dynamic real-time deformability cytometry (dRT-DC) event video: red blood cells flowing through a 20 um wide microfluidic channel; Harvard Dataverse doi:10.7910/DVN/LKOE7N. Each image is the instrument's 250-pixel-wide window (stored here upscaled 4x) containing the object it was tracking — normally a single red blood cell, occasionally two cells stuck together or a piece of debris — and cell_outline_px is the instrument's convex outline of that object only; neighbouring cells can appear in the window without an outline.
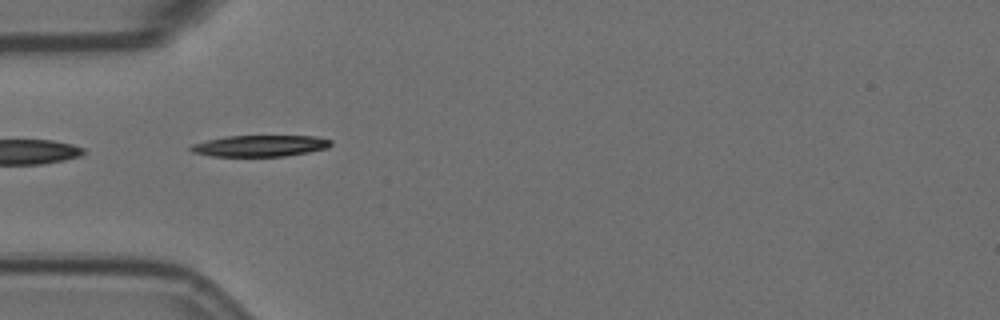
{"species": "Egyptian fruit bat (a non-hibernating species)", "species_latin": "Rousettus aegyptiacus", "temperature_condition": "room temperature", "stored_images_in_passage": 10, "segment_of_instrument_passage": [2, 2], "camera_frame_rate_fps": 3000, "um_per_image_px": 0.085, "animal": {"sex": "female"}, "frame": {"image": 1, "passage_image": 6, "time_ms": 1.667, "image_size_px": [1000, 320], "cell_outline_px": [[332, 144], [328, 148], [308, 152], [284, 156], [212, 156], [192, 152], [188, 148], [192, 144], [224, 136], [316, 136], [332, 140]], "centroid_in_image_um": [22.11, 12.39], "position_along_channel_um": 62.9, "area_um2": 17.4}}
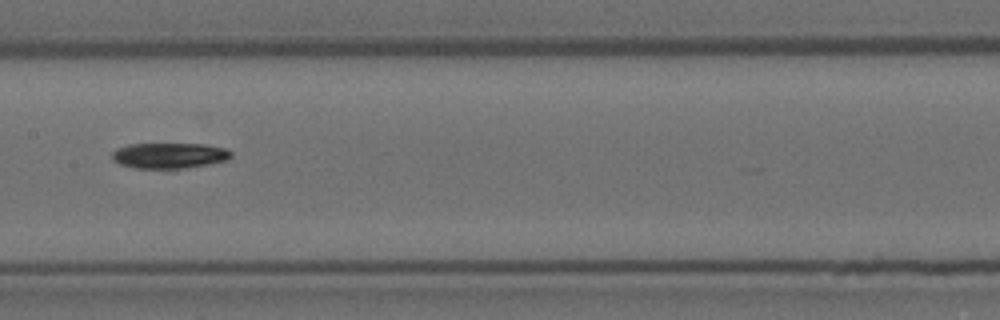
{"frame": {"image": 2, "passage_image": 9, "time_ms": 2.667, "image_size_px": [1000, 320], "cell_outline_px": [[232, 156], [228, 160], [208, 164], [184, 168], [132, 168], [120, 164], [112, 160], [112, 152], [116, 148], [128, 144], [204, 144], [228, 148], [232, 152]], "centroid_in_image_um": [14.4, 13.21], "position_along_channel_um": 193.0, "area_um2": 17.92}}
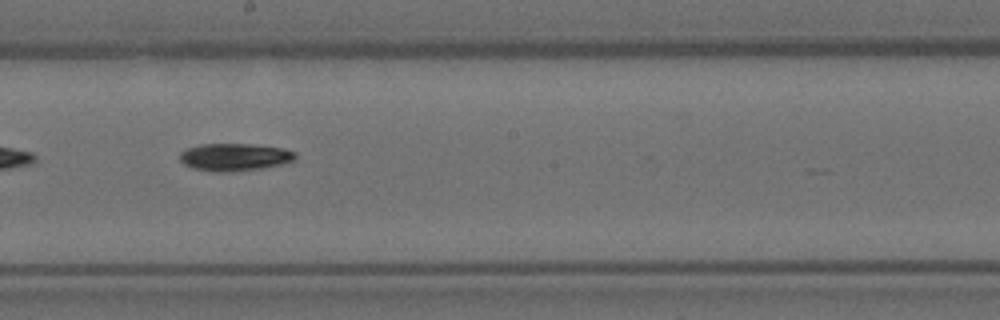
{"frame": {"image": 3, "passage_image": 10, "time_ms": 3.0, "image_size_px": [1000, 320], "cell_outline_px": [[296, 156], [292, 160], [280, 164], [264, 168], [228, 172], [216, 172], [192, 168], [184, 164], [180, 160], [180, 152], [188, 148], [200, 144], [248, 144], [280, 148], [296, 152]], "centroid_in_image_um": [19.9, 13.36], "position_along_channel_um": 228.3, "area_um2": 18.32}}